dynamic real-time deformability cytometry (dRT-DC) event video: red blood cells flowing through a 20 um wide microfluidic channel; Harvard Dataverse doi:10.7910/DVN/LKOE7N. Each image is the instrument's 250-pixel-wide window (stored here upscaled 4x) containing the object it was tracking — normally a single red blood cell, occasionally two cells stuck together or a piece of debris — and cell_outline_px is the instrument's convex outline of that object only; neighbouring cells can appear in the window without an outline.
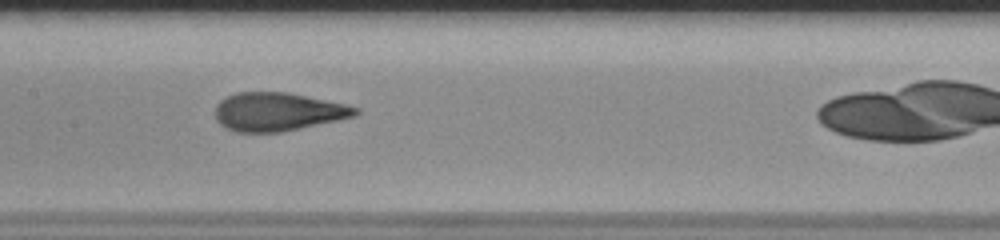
{"species": "human", "species_latin": "Homo sapiens", "temperature_condition": "room temperature", "stored_images_in_passage": 40, "camera_frame_rate_fps": 3000, "um_per_image_px": 0.085, "donor": {"sex": "male"}, "frame": {"image": 1, "passage_image": 23, "time_ms": 7.333, "image_size_px": [1000, 240], "cell_outline_px": [[360, 112], [356, 116], [300, 128], [280, 132], [236, 132], [220, 124], [216, 120], [216, 104], [220, 100], [236, 92], [288, 92], [344, 104], [360, 108]], "centroid_in_image_um": [23.61, 9.49], "position_along_channel_um": 183.8, "area_um2": 31.21}}
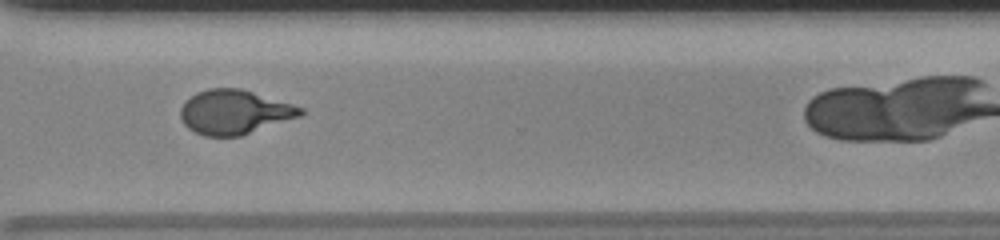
{"frame": {"image": 2, "passage_image": 36, "time_ms": 11.667, "image_size_px": [1000, 240], "cell_outline_px": [[304, 112], [300, 116], [240, 136], [204, 136], [188, 128], [184, 124], [180, 116], [180, 108], [196, 92], [208, 88], [240, 88], [292, 104], [304, 108]], "centroid_in_image_um": [19.91, 9.52], "position_along_channel_um": 350.7, "area_um2": 30.69}}
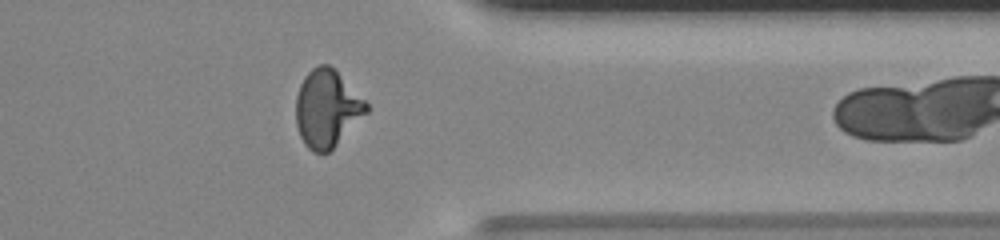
{"frame": {"image": 3, "passage_image": 39, "time_ms": 12.667, "image_size_px": [1000, 240], "cell_outline_px": [[372, 108], [328, 152], [312, 152], [304, 144], [300, 136], [296, 124], [296, 96], [300, 84], [304, 76], [312, 68], [320, 64], [328, 64], [336, 68]], "centroid_in_image_um": [27.8, 9.18], "position_along_channel_um": 383.6, "area_um2": 31.96}}